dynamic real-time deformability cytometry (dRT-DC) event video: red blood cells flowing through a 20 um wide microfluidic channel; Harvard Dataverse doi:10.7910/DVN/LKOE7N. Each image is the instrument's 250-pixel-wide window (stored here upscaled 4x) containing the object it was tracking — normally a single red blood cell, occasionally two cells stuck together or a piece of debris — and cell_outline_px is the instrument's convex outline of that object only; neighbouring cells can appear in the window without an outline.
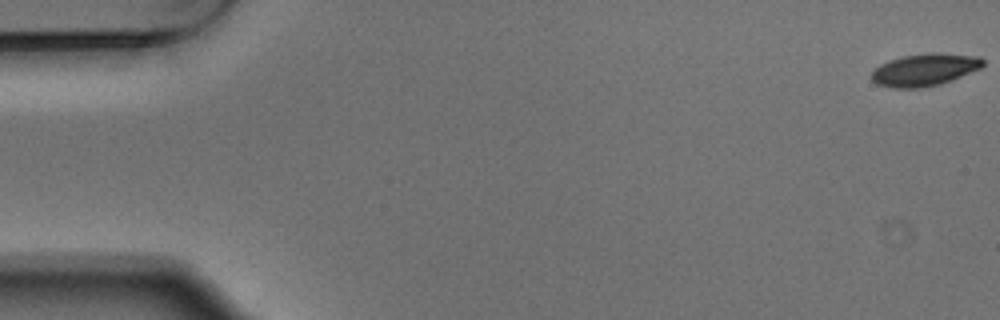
{"species": "Egyptian fruit bat (a non-hibernating species)", "species_latin": "Rousettus aegyptiacus", "temperature_condition": "warm", "stored_images_in_passage": 5, "camera_frame_rate_fps": 3000, "um_per_image_px": 0.085, "animal": {"sex": "male"}, "frame": {"image": 1, "passage_image": 1, "time_ms": 0.0, "image_size_px": [1000, 320], "cell_outline_px": [[984, 64], [980, 68], [952, 80], [940, 84], [920, 88], [892, 88], [876, 84], [872, 80], [872, 72], [880, 64], [888, 60], [900, 56], [928, 52], [940, 52], [980, 56], [984, 60]], "centroid_in_image_um": [78.6, 5.91], "position_along_channel_um": 6.4, "area_um2": 21.27}}